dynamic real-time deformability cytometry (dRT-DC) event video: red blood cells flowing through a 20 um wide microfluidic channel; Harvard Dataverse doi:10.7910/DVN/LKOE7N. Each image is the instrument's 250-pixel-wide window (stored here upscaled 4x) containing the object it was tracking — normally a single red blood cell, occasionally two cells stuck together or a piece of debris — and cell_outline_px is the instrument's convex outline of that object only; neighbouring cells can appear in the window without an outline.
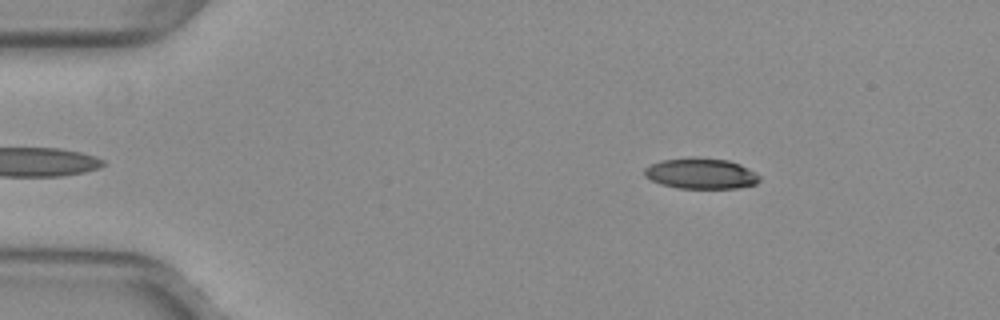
{"species": "common noctule bat (a hibernating species)", "species_latin": "Nyctalus noctula", "temperature_condition": "warm", "stored_images_in_passage": 47, "camera_frame_rate_fps": 3000, "um_per_image_px": 0.085, "animal": {"sex": "female", "body_mass_g": 29.2, "forearm_length_mm": 56.3}, "frame": {"image": 1, "passage_image": 3, "time_ms": 0.667, "image_size_px": [1000, 320], "cell_outline_px": [[760, 180], [756, 184], [736, 188], [680, 188], [660, 184], [644, 176], [644, 168], [660, 160], [692, 156], [696, 156], [728, 160], [740, 164], [756, 172], [760, 176]], "centroid_in_image_um": [59.58, 14.73], "position_along_channel_um": 25.4, "area_um2": 20.87}}
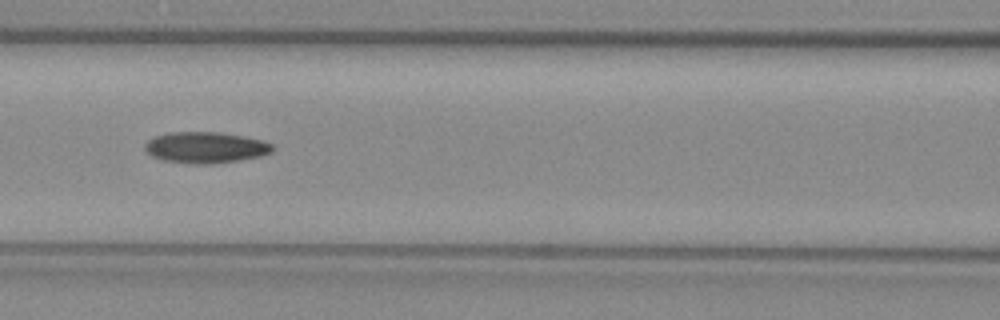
{"frame": {"image": 2, "passage_image": 18, "time_ms": 5.667, "image_size_px": [1000, 320], "cell_outline_px": [[272, 152], [260, 156], [236, 160], [208, 164], [192, 164], [164, 160], [152, 156], [144, 148], [144, 144], [148, 140], [156, 136], [172, 132], [220, 132], [244, 136], [264, 140], [272, 144]], "centroid_in_image_um": [17.47, 12.53], "position_along_channel_um": 149.1, "area_um2": 23.0}}
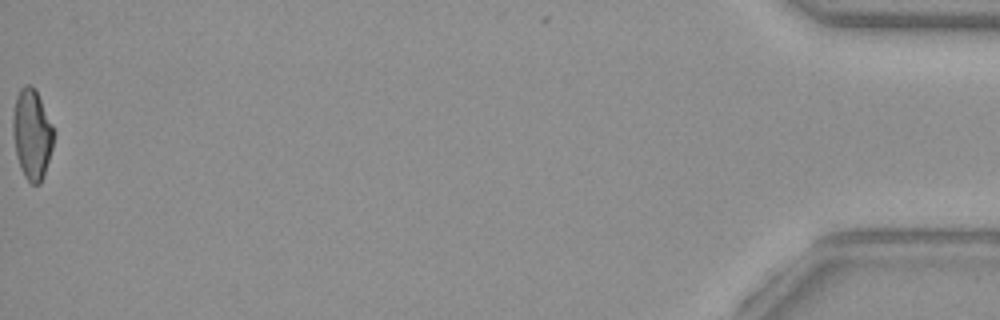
{"frame": {"image": 3, "passage_image": 47, "time_ms": 15.333, "image_size_px": [1000, 320], "cell_outline_px": [[56, 132], [52, 148], [40, 184], [32, 184], [24, 176], [20, 168], [16, 152], [12, 128], [12, 116], [16, 96], [20, 88], [24, 84], [32, 84], [36, 88]], "centroid_in_image_um": [2.72, 11.34], "position_along_channel_um": 432.5, "area_um2": 21.68}, "authors_computed_cell_mechanics": {"area_um2": 21.964, "velocity_mm_per_s": 4.014, "shape_relaxation_time_tau1_ms": null, "shape_relaxation_time_tau2_ms": 6.8932, "deformation_change_tau1": null, "deformation_change_tau2": 0.1664}}